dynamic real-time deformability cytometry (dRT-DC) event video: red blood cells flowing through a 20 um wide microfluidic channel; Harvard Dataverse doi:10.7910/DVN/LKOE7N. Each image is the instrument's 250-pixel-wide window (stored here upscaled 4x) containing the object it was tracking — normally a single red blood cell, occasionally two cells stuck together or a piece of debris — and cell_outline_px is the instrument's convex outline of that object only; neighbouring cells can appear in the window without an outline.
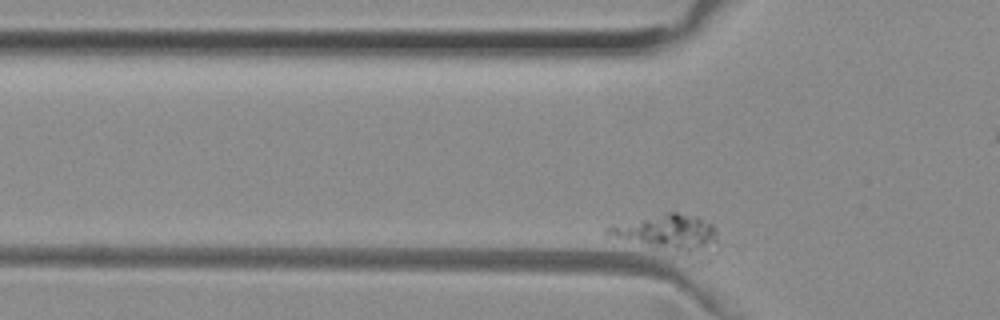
{"species": "common noctule bat (a hibernating species)", "species_latin": "Nyctalus noctula", "temperature_condition": "room temperature", "stored_images_in_passage": 43, "camera_frame_rate_fps": 3000, "um_per_image_px": 0.085, "animal": {"sex": "female", "body_mass_g": 29.2, "forearm_length_mm": 56.3}, "frame": {"image": 1, "passage_image": 3, "time_ms": 0.667, "image_size_px": [1000, 320], "cell_outline_px": [[724, 248], [708, 264], [704, 264], [604, 236], [604, 228], [612, 224], [664, 212], [676, 212], [700, 216], [712, 224], [716, 228]], "centroid_in_image_um": [57.04, 20.01], "position_along_channel_um": 68.8, "area_um2": 28.03}}
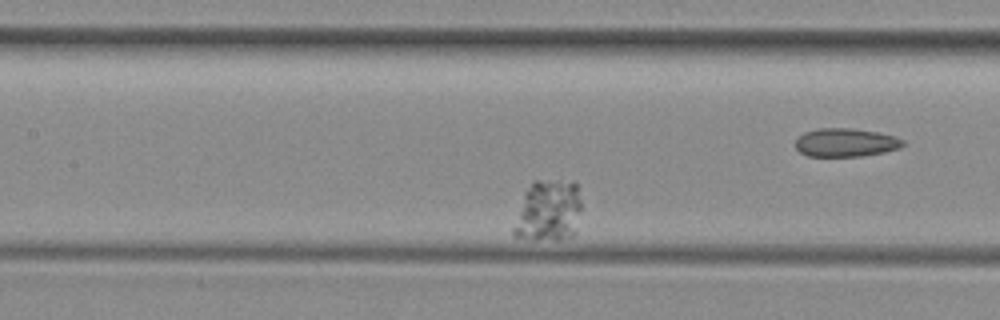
{"frame": {"image": 2, "passage_image": 13, "time_ms": 4.0, "image_size_px": [1000, 320], "cell_outline_px": [[580, 212], [576, 232], [572, 236], [560, 240], [536, 240], [512, 236], [512, 228], [524, 192], [532, 180], [540, 180], [576, 184], [580, 200]], "centroid_in_image_um": [46.57, 17.98], "position_along_channel_um": 160.8, "area_um2": 24.45}}
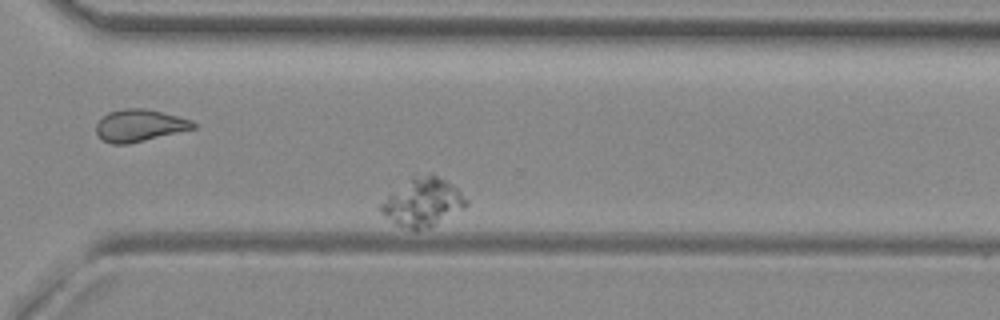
{"frame": {"image": 3, "passage_image": 30, "time_ms": 9.667, "image_size_px": [1000, 320], "cell_outline_px": [[468, 204], [464, 208], [428, 228], [416, 232], [396, 224], [380, 212], [380, 204], [392, 192], [412, 176], [428, 172], [432, 172], [452, 184], [468, 200]], "centroid_in_image_um": [35.94, 17.18], "position_along_channel_um": 334.7, "area_um2": 23.99}}